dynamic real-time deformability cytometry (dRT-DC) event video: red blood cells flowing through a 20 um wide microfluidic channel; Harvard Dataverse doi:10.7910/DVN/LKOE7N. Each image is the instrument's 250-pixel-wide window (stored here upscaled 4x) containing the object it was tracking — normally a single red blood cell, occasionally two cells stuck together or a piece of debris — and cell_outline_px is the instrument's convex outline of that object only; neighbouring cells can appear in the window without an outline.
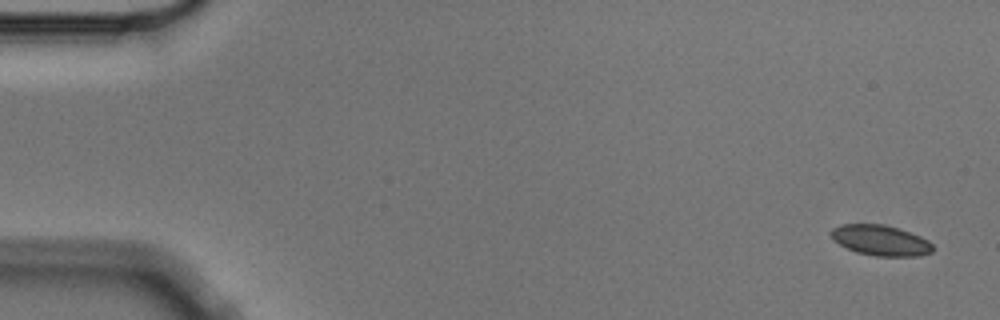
{"species": "Egyptian fruit bat (a non-hibernating species)", "species_latin": "Rousettus aegyptiacus", "temperature_condition": "cold", "stored_images_in_passage": 5, "camera_frame_rate_fps": 3000, "um_per_image_px": 0.085, "animal": {"sex": "male"}, "frame": {"image": 1, "passage_image": 1, "time_ms": 0.0, "image_size_px": [1000, 320], "cell_outline_px": [[932, 252], [920, 256], [876, 256], [856, 252], [832, 240], [828, 232], [832, 228], [840, 224], [884, 224], [920, 236], [928, 240], [932, 244]], "centroid_in_image_um": [74.8, 20.42], "position_along_channel_um": 10.2, "area_um2": 18.09}}
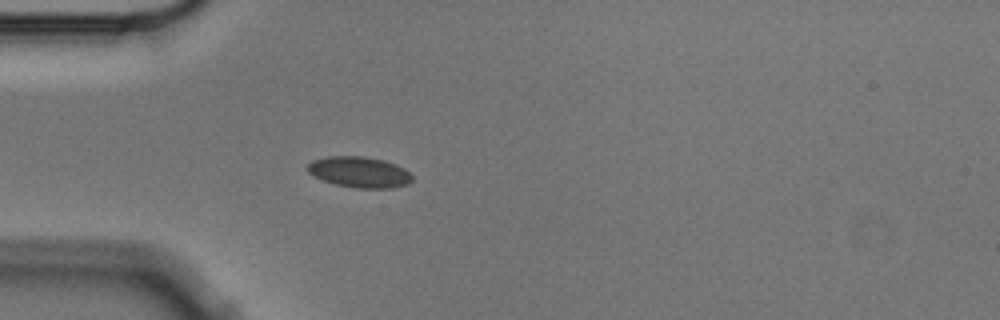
{"frame": {"image": 2, "passage_image": 5, "time_ms": 1.333, "image_size_px": [1000, 320], "cell_outline_px": [[412, 180], [408, 184], [392, 188], [356, 188], [336, 184], [312, 176], [304, 168], [312, 160], [328, 156], [364, 156], [384, 160], [396, 164], [404, 168], [412, 176]], "centroid_in_image_um": [30.52, 14.62], "position_along_channel_um": 54.5, "area_um2": 18.96}}